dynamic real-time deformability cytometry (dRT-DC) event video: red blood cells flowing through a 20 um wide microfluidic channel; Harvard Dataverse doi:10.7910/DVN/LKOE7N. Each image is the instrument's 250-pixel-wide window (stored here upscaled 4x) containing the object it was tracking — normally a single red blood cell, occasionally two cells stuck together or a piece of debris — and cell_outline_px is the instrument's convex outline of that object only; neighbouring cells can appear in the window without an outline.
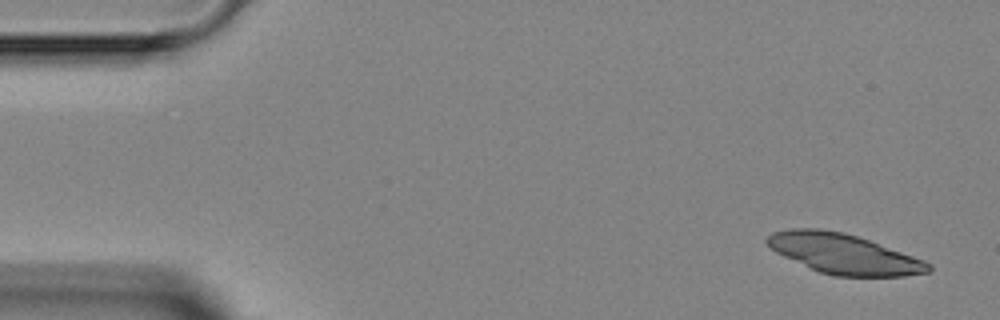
{"species": "Egyptian fruit bat (a non-hibernating species)", "species_latin": "Rousettus aegyptiacus", "temperature_condition": "room temperature", "stored_images_in_passage": 4, "camera_frame_rate_fps": 3000, "um_per_image_px": 0.085, "animal": {"sex": "female"}, "frame": {"image": 1, "passage_image": 1, "time_ms": 0.0, "image_size_px": [1000, 320], "cell_outline_px": [[932, 272], [904, 276], [836, 276], [820, 272], [784, 256], [776, 252], [764, 240], [772, 232], [792, 228], [820, 228], [844, 232], [868, 240], [924, 260], [932, 264]], "centroid_in_image_um": [71.73, 21.57], "position_along_channel_um": 13.3, "area_um2": 37.28}}